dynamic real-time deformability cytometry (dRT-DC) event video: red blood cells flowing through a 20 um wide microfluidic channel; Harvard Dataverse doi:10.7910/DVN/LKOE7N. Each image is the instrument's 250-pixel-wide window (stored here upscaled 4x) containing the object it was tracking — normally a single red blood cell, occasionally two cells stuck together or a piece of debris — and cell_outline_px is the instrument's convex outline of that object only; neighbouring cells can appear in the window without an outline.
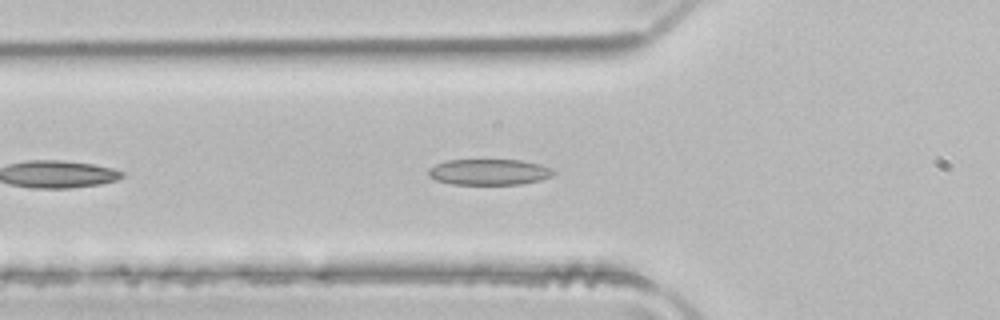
{"species": "common noctule bat (a hibernating species)", "species_latin": "Nyctalus noctula", "temperature_condition": "room temperature", "stored_images_in_passage": 19, "camera_frame_rate_fps": 3000, "um_per_image_px": 0.085, "animal": {"sex": "male", "body_mass_g": 21.5, "forearm_length_mm": 52.0}, "frame": {"image": 1, "passage_image": 6, "time_ms": 1.667, "image_size_px": [1000, 320], "cell_outline_px": [[556, 172], [552, 176], [540, 180], [520, 184], [452, 184], [436, 180], [428, 176], [428, 168], [436, 164], [448, 160], [520, 160], [540, 164], [552, 168]], "centroid_in_image_um": [41.58, 14.62], "position_along_channel_um": 84.2, "area_um2": 18.9}}
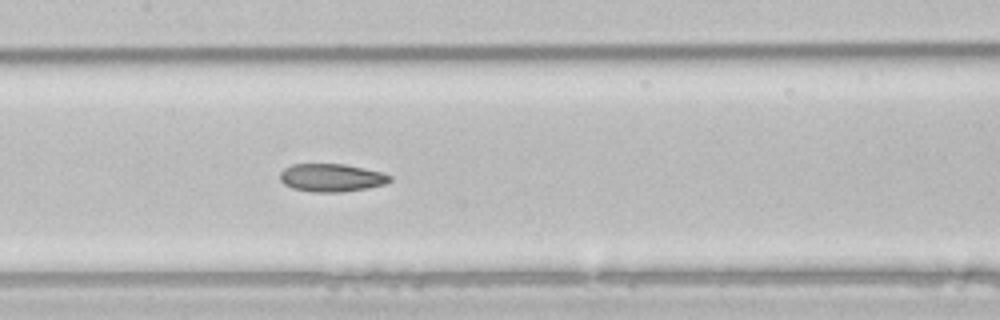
{"frame": {"image": 2, "passage_image": 13, "time_ms": 4.0, "image_size_px": [1000, 320], "cell_outline_px": [[392, 180], [384, 184], [368, 188], [340, 192], [312, 192], [292, 188], [284, 184], [280, 180], [280, 172], [284, 168], [292, 164], [344, 164], [384, 172], [392, 176]], "centroid_in_image_um": [28.18, 15.1], "position_along_channel_um": 179.2, "area_um2": 18.03}}
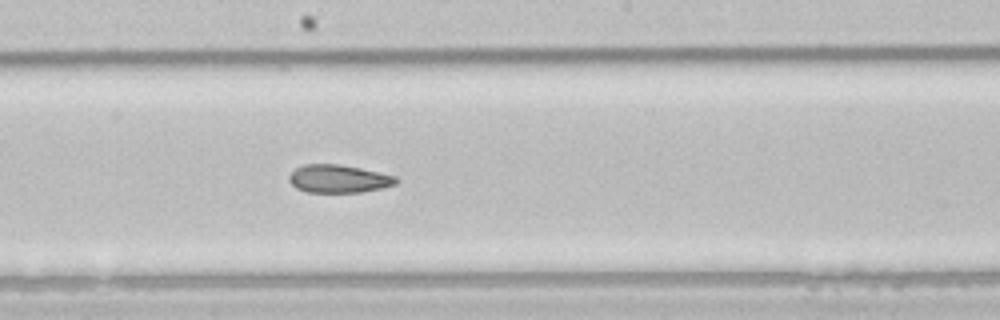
{"frame": {"image": 3, "passage_image": 16, "time_ms": 5.0, "image_size_px": [1000, 320], "cell_outline_px": [[400, 180], [396, 184], [380, 188], [360, 192], [308, 192], [296, 188], [288, 180], [288, 176], [296, 168], [304, 164], [340, 164], [360, 168], [396, 176]], "centroid_in_image_um": [28.77, 15.19], "position_along_channel_um": 219.4, "area_um2": 17.4}}